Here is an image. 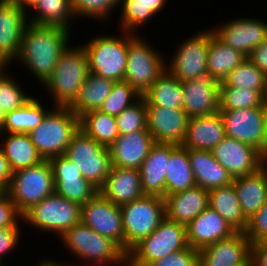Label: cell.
I'll list each match as a JSON object with an SVG mask.
<instances>
[{"label": "cell", "instance_id": "5b68a950", "mask_svg": "<svg viewBox=\"0 0 267 266\" xmlns=\"http://www.w3.org/2000/svg\"><path fill=\"white\" fill-rule=\"evenodd\" d=\"M124 230V252L129 251L143 238L151 235L165 219L164 198L144 195L120 205Z\"/></svg>", "mask_w": 267, "mask_h": 266}, {"label": "cell", "instance_id": "9c48e42d", "mask_svg": "<svg viewBox=\"0 0 267 266\" xmlns=\"http://www.w3.org/2000/svg\"><path fill=\"white\" fill-rule=\"evenodd\" d=\"M65 156L91 185L98 191L102 188L112 169L108 147L100 145L79 129L72 137Z\"/></svg>", "mask_w": 267, "mask_h": 266}, {"label": "cell", "instance_id": "7bdbcfd3", "mask_svg": "<svg viewBox=\"0 0 267 266\" xmlns=\"http://www.w3.org/2000/svg\"><path fill=\"white\" fill-rule=\"evenodd\" d=\"M140 97L141 95L126 81L115 82L99 111L116 117Z\"/></svg>", "mask_w": 267, "mask_h": 266}, {"label": "cell", "instance_id": "f6af8a7d", "mask_svg": "<svg viewBox=\"0 0 267 266\" xmlns=\"http://www.w3.org/2000/svg\"><path fill=\"white\" fill-rule=\"evenodd\" d=\"M120 135L147 129V110L145 98L141 96L135 103L116 116Z\"/></svg>", "mask_w": 267, "mask_h": 266}, {"label": "cell", "instance_id": "2e32d148", "mask_svg": "<svg viewBox=\"0 0 267 266\" xmlns=\"http://www.w3.org/2000/svg\"><path fill=\"white\" fill-rule=\"evenodd\" d=\"M220 82L211 73L181 82L184 93L183 110L189 118L219 112Z\"/></svg>", "mask_w": 267, "mask_h": 266}, {"label": "cell", "instance_id": "7dc6e473", "mask_svg": "<svg viewBox=\"0 0 267 266\" xmlns=\"http://www.w3.org/2000/svg\"><path fill=\"white\" fill-rule=\"evenodd\" d=\"M150 266H199V250L189 246L153 262Z\"/></svg>", "mask_w": 267, "mask_h": 266}, {"label": "cell", "instance_id": "ffe728a7", "mask_svg": "<svg viewBox=\"0 0 267 266\" xmlns=\"http://www.w3.org/2000/svg\"><path fill=\"white\" fill-rule=\"evenodd\" d=\"M146 110L147 129L155 143H183L189 121V116L183 109L146 105Z\"/></svg>", "mask_w": 267, "mask_h": 266}, {"label": "cell", "instance_id": "c3c4849f", "mask_svg": "<svg viewBox=\"0 0 267 266\" xmlns=\"http://www.w3.org/2000/svg\"><path fill=\"white\" fill-rule=\"evenodd\" d=\"M20 220V221H19ZM23 215L18 211L11 197L5 193L0 198V229L1 228H20Z\"/></svg>", "mask_w": 267, "mask_h": 266}, {"label": "cell", "instance_id": "603a6c76", "mask_svg": "<svg viewBox=\"0 0 267 266\" xmlns=\"http://www.w3.org/2000/svg\"><path fill=\"white\" fill-rule=\"evenodd\" d=\"M236 232L209 206L186 225L188 245L197 250L226 239Z\"/></svg>", "mask_w": 267, "mask_h": 266}, {"label": "cell", "instance_id": "4fadbf2b", "mask_svg": "<svg viewBox=\"0 0 267 266\" xmlns=\"http://www.w3.org/2000/svg\"><path fill=\"white\" fill-rule=\"evenodd\" d=\"M212 28L197 32L194 36L183 39L175 48L166 69L181 82L192 80L207 72L208 48ZM168 65V66H167Z\"/></svg>", "mask_w": 267, "mask_h": 266}, {"label": "cell", "instance_id": "d590c367", "mask_svg": "<svg viewBox=\"0 0 267 266\" xmlns=\"http://www.w3.org/2000/svg\"><path fill=\"white\" fill-rule=\"evenodd\" d=\"M49 110L34 96L22 107L6 113L0 133H30Z\"/></svg>", "mask_w": 267, "mask_h": 266}, {"label": "cell", "instance_id": "52a82bcc", "mask_svg": "<svg viewBox=\"0 0 267 266\" xmlns=\"http://www.w3.org/2000/svg\"><path fill=\"white\" fill-rule=\"evenodd\" d=\"M186 225L164 219L156 230L128 253L130 266H150L153 262L188 248Z\"/></svg>", "mask_w": 267, "mask_h": 266}, {"label": "cell", "instance_id": "db71d44e", "mask_svg": "<svg viewBox=\"0 0 267 266\" xmlns=\"http://www.w3.org/2000/svg\"><path fill=\"white\" fill-rule=\"evenodd\" d=\"M88 263H91L90 265L91 266H97V265H99V266H105V265H107V266H109V265H111V266H130V262H129V260H104V261H90V262H88ZM115 264V265H114ZM71 266H76V265H72L71 264ZM78 266V265H77Z\"/></svg>", "mask_w": 267, "mask_h": 266}, {"label": "cell", "instance_id": "7c38bea8", "mask_svg": "<svg viewBox=\"0 0 267 266\" xmlns=\"http://www.w3.org/2000/svg\"><path fill=\"white\" fill-rule=\"evenodd\" d=\"M60 240L68 252L87 264L90 261L129 260L128 254L114 241L98 234L82 221L69 229Z\"/></svg>", "mask_w": 267, "mask_h": 266}, {"label": "cell", "instance_id": "e0dca14e", "mask_svg": "<svg viewBox=\"0 0 267 266\" xmlns=\"http://www.w3.org/2000/svg\"><path fill=\"white\" fill-rule=\"evenodd\" d=\"M223 24L212 28L214 35L246 56L267 38V22L262 19L238 17Z\"/></svg>", "mask_w": 267, "mask_h": 266}, {"label": "cell", "instance_id": "44dd1931", "mask_svg": "<svg viewBox=\"0 0 267 266\" xmlns=\"http://www.w3.org/2000/svg\"><path fill=\"white\" fill-rule=\"evenodd\" d=\"M28 17L12 0H0V56L9 65L19 54Z\"/></svg>", "mask_w": 267, "mask_h": 266}, {"label": "cell", "instance_id": "94428289", "mask_svg": "<svg viewBox=\"0 0 267 266\" xmlns=\"http://www.w3.org/2000/svg\"><path fill=\"white\" fill-rule=\"evenodd\" d=\"M6 193V191L0 186V198Z\"/></svg>", "mask_w": 267, "mask_h": 266}, {"label": "cell", "instance_id": "83f0119b", "mask_svg": "<svg viewBox=\"0 0 267 266\" xmlns=\"http://www.w3.org/2000/svg\"><path fill=\"white\" fill-rule=\"evenodd\" d=\"M188 158L196 186L210 191L232 183V177L215 159L212 151L188 149Z\"/></svg>", "mask_w": 267, "mask_h": 266}, {"label": "cell", "instance_id": "30bf717a", "mask_svg": "<svg viewBox=\"0 0 267 266\" xmlns=\"http://www.w3.org/2000/svg\"><path fill=\"white\" fill-rule=\"evenodd\" d=\"M54 192L53 172L48 160L12 172L6 191L22 215Z\"/></svg>", "mask_w": 267, "mask_h": 266}, {"label": "cell", "instance_id": "ac0fdd59", "mask_svg": "<svg viewBox=\"0 0 267 266\" xmlns=\"http://www.w3.org/2000/svg\"><path fill=\"white\" fill-rule=\"evenodd\" d=\"M48 161L53 172L55 193L59 196L82 206L99 192L65 155L54 156Z\"/></svg>", "mask_w": 267, "mask_h": 266}, {"label": "cell", "instance_id": "8992f818", "mask_svg": "<svg viewBox=\"0 0 267 266\" xmlns=\"http://www.w3.org/2000/svg\"><path fill=\"white\" fill-rule=\"evenodd\" d=\"M22 221L38 232H51L61 238L81 221V206L54 192L27 210Z\"/></svg>", "mask_w": 267, "mask_h": 266}, {"label": "cell", "instance_id": "f5cc1de1", "mask_svg": "<svg viewBox=\"0 0 267 266\" xmlns=\"http://www.w3.org/2000/svg\"><path fill=\"white\" fill-rule=\"evenodd\" d=\"M12 177V171L10 170L8 160L4 155L3 150L0 148V186L7 191L10 180Z\"/></svg>", "mask_w": 267, "mask_h": 266}, {"label": "cell", "instance_id": "ab89813d", "mask_svg": "<svg viewBox=\"0 0 267 266\" xmlns=\"http://www.w3.org/2000/svg\"><path fill=\"white\" fill-rule=\"evenodd\" d=\"M220 87L250 88L267 99V76L248 58L226 76Z\"/></svg>", "mask_w": 267, "mask_h": 266}, {"label": "cell", "instance_id": "ba28073f", "mask_svg": "<svg viewBox=\"0 0 267 266\" xmlns=\"http://www.w3.org/2000/svg\"><path fill=\"white\" fill-rule=\"evenodd\" d=\"M138 33L129 32V46L124 81L131 85L141 96L151 87L155 80L166 70V59L160 49Z\"/></svg>", "mask_w": 267, "mask_h": 266}, {"label": "cell", "instance_id": "ee69618b", "mask_svg": "<svg viewBox=\"0 0 267 266\" xmlns=\"http://www.w3.org/2000/svg\"><path fill=\"white\" fill-rule=\"evenodd\" d=\"M74 17L77 19L86 17L107 22L109 14L120 6V0H71ZM103 21V22H102Z\"/></svg>", "mask_w": 267, "mask_h": 266}, {"label": "cell", "instance_id": "d6a6232c", "mask_svg": "<svg viewBox=\"0 0 267 266\" xmlns=\"http://www.w3.org/2000/svg\"><path fill=\"white\" fill-rule=\"evenodd\" d=\"M143 97L146 105L183 109L184 93L181 81L167 69L155 80Z\"/></svg>", "mask_w": 267, "mask_h": 266}, {"label": "cell", "instance_id": "b9f144b4", "mask_svg": "<svg viewBox=\"0 0 267 266\" xmlns=\"http://www.w3.org/2000/svg\"><path fill=\"white\" fill-rule=\"evenodd\" d=\"M7 70L0 72V108L5 113L22 107L34 96L26 92Z\"/></svg>", "mask_w": 267, "mask_h": 266}, {"label": "cell", "instance_id": "e575fe53", "mask_svg": "<svg viewBox=\"0 0 267 266\" xmlns=\"http://www.w3.org/2000/svg\"><path fill=\"white\" fill-rule=\"evenodd\" d=\"M114 83L113 80L89 73L80 88L77 99L69 108L78 117L87 112L99 110L102 103L109 96Z\"/></svg>", "mask_w": 267, "mask_h": 266}, {"label": "cell", "instance_id": "816d5d0a", "mask_svg": "<svg viewBox=\"0 0 267 266\" xmlns=\"http://www.w3.org/2000/svg\"><path fill=\"white\" fill-rule=\"evenodd\" d=\"M251 266H267V241L252 244Z\"/></svg>", "mask_w": 267, "mask_h": 266}, {"label": "cell", "instance_id": "9a60e30c", "mask_svg": "<svg viewBox=\"0 0 267 266\" xmlns=\"http://www.w3.org/2000/svg\"><path fill=\"white\" fill-rule=\"evenodd\" d=\"M211 151L232 179L255 173L267 160L252 146L227 136Z\"/></svg>", "mask_w": 267, "mask_h": 266}, {"label": "cell", "instance_id": "1f68e13d", "mask_svg": "<svg viewBox=\"0 0 267 266\" xmlns=\"http://www.w3.org/2000/svg\"><path fill=\"white\" fill-rule=\"evenodd\" d=\"M167 0H120L119 27L121 31L134 33L147 24L154 15L164 9ZM148 21V22H147ZM138 29V30H137Z\"/></svg>", "mask_w": 267, "mask_h": 266}, {"label": "cell", "instance_id": "9f6ffc18", "mask_svg": "<svg viewBox=\"0 0 267 266\" xmlns=\"http://www.w3.org/2000/svg\"><path fill=\"white\" fill-rule=\"evenodd\" d=\"M64 262H57L56 260L54 261L53 258H45V259H41V261L37 264V266H71L70 264L67 265L66 262L63 264Z\"/></svg>", "mask_w": 267, "mask_h": 266}, {"label": "cell", "instance_id": "484cf974", "mask_svg": "<svg viewBox=\"0 0 267 266\" xmlns=\"http://www.w3.org/2000/svg\"><path fill=\"white\" fill-rule=\"evenodd\" d=\"M226 137L224 121L220 112L189 118L182 147L211 151Z\"/></svg>", "mask_w": 267, "mask_h": 266}, {"label": "cell", "instance_id": "11a10c76", "mask_svg": "<svg viewBox=\"0 0 267 266\" xmlns=\"http://www.w3.org/2000/svg\"><path fill=\"white\" fill-rule=\"evenodd\" d=\"M21 10L25 12H29L28 10L31 8H35L40 0H12Z\"/></svg>", "mask_w": 267, "mask_h": 266}, {"label": "cell", "instance_id": "5bb4252c", "mask_svg": "<svg viewBox=\"0 0 267 266\" xmlns=\"http://www.w3.org/2000/svg\"><path fill=\"white\" fill-rule=\"evenodd\" d=\"M81 221L98 234L114 241L124 251L122 212L100 192L81 206Z\"/></svg>", "mask_w": 267, "mask_h": 266}, {"label": "cell", "instance_id": "3957f363", "mask_svg": "<svg viewBox=\"0 0 267 266\" xmlns=\"http://www.w3.org/2000/svg\"><path fill=\"white\" fill-rule=\"evenodd\" d=\"M50 107L41 123L29 133L44 160L65 155L72 137L80 129V117L69 107Z\"/></svg>", "mask_w": 267, "mask_h": 266}, {"label": "cell", "instance_id": "4316f807", "mask_svg": "<svg viewBox=\"0 0 267 266\" xmlns=\"http://www.w3.org/2000/svg\"><path fill=\"white\" fill-rule=\"evenodd\" d=\"M99 192L116 205H122L143 197L138 169L112 167Z\"/></svg>", "mask_w": 267, "mask_h": 266}, {"label": "cell", "instance_id": "91938a15", "mask_svg": "<svg viewBox=\"0 0 267 266\" xmlns=\"http://www.w3.org/2000/svg\"><path fill=\"white\" fill-rule=\"evenodd\" d=\"M5 115H6V113L0 108V129H1L2 124L4 122Z\"/></svg>", "mask_w": 267, "mask_h": 266}, {"label": "cell", "instance_id": "836d02e7", "mask_svg": "<svg viewBox=\"0 0 267 266\" xmlns=\"http://www.w3.org/2000/svg\"><path fill=\"white\" fill-rule=\"evenodd\" d=\"M246 59V55L223 43L214 33L210 36L207 72L213 74L220 83Z\"/></svg>", "mask_w": 267, "mask_h": 266}, {"label": "cell", "instance_id": "d4e9b609", "mask_svg": "<svg viewBox=\"0 0 267 266\" xmlns=\"http://www.w3.org/2000/svg\"><path fill=\"white\" fill-rule=\"evenodd\" d=\"M165 218L187 225L209 205L208 191L200 186L164 196Z\"/></svg>", "mask_w": 267, "mask_h": 266}, {"label": "cell", "instance_id": "8fae6325", "mask_svg": "<svg viewBox=\"0 0 267 266\" xmlns=\"http://www.w3.org/2000/svg\"><path fill=\"white\" fill-rule=\"evenodd\" d=\"M219 112L227 137L252 146L267 159V102L258 108Z\"/></svg>", "mask_w": 267, "mask_h": 266}, {"label": "cell", "instance_id": "680465c9", "mask_svg": "<svg viewBox=\"0 0 267 266\" xmlns=\"http://www.w3.org/2000/svg\"><path fill=\"white\" fill-rule=\"evenodd\" d=\"M261 169L265 172L266 199H267V160L262 164Z\"/></svg>", "mask_w": 267, "mask_h": 266}, {"label": "cell", "instance_id": "8d00e7d4", "mask_svg": "<svg viewBox=\"0 0 267 266\" xmlns=\"http://www.w3.org/2000/svg\"><path fill=\"white\" fill-rule=\"evenodd\" d=\"M196 186L188 149L179 145L171 154L165 177V196Z\"/></svg>", "mask_w": 267, "mask_h": 266}, {"label": "cell", "instance_id": "6f0895ef", "mask_svg": "<svg viewBox=\"0 0 267 266\" xmlns=\"http://www.w3.org/2000/svg\"><path fill=\"white\" fill-rule=\"evenodd\" d=\"M7 67H10V65L0 56V72L8 69Z\"/></svg>", "mask_w": 267, "mask_h": 266}, {"label": "cell", "instance_id": "277c9868", "mask_svg": "<svg viewBox=\"0 0 267 266\" xmlns=\"http://www.w3.org/2000/svg\"><path fill=\"white\" fill-rule=\"evenodd\" d=\"M90 39L81 44L88 58L89 72L114 82L123 81L127 65L129 32L123 31L119 37L104 34Z\"/></svg>", "mask_w": 267, "mask_h": 266}, {"label": "cell", "instance_id": "681fc988", "mask_svg": "<svg viewBox=\"0 0 267 266\" xmlns=\"http://www.w3.org/2000/svg\"><path fill=\"white\" fill-rule=\"evenodd\" d=\"M22 228H1L0 229V266H4L5 254L13 252L18 247L21 239Z\"/></svg>", "mask_w": 267, "mask_h": 266}, {"label": "cell", "instance_id": "bcb514c9", "mask_svg": "<svg viewBox=\"0 0 267 266\" xmlns=\"http://www.w3.org/2000/svg\"><path fill=\"white\" fill-rule=\"evenodd\" d=\"M244 234L251 244L267 241V201L248 219Z\"/></svg>", "mask_w": 267, "mask_h": 266}, {"label": "cell", "instance_id": "7402d4cb", "mask_svg": "<svg viewBox=\"0 0 267 266\" xmlns=\"http://www.w3.org/2000/svg\"><path fill=\"white\" fill-rule=\"evenodd\" d=\"M154 144L148 129L119 135L109 146L112 167L139 170Z\"/></svg>", "mask_w": 267, "mask_h": 266}, {"label": "cell", "instance_id": "f907efd6", "mask_svg": "<svg viewBox=\"0 0 267 266\" xmlns=\"http://www.w3.org/2000/svg\"><path fill=\"white\" fill-rule=\"evenodd\" d=\"M247 58L267 76V38Z\"/></svg>", "mask_w": 267, "mask_h": 266}, {"label": "cell", "instance_id": "f546056e", "mask_svg": "<svg viewBox=\"0 0 267 266\" xmlns=\"http://www.w3.org/2000/svg\"><path fill=\"white\" fill-rule=\"evenodd\" d=\"M244 217L250 219L267 201L265 172L260 168L253 174L232 181Z\"/></svg>", "mask_w": 267, "mask_h": 266}, {"label": "cell", "instance_id": "cb8c5ba5", "mask_svg": "<svg viewBox=\"0 0 267 266\" xmlns=\"http://www.w3.org/2000/svg\"><path fill=\"white\" fill-rule=\"evenodd\" d=\"M175 144L155 143L144 159L140 171L141 188L145 195L165 196V177L170 154Z\"/></svg>", "mask_w": 267, "mask_h": 266}, {"label": "cell", "instance_id": "f1b7e54d", "mask_svg": "<svg viewBox=\"0 0 267 266\" xmlns=\"http://www.w3.org/2000/svg\"><path fill=\"white\" fill-rule=\"evenodd\" d=\"M0 139H2L0 148L12 172L36 166L44 161L32 143L29 133H0Z\"/></svg>", "mask_w": 267, "mask_h": 266}, {"label": "cell", "instance_id": "4dcf8cb0", "mask_svg": "<svg viewBox=\"0 0 267 266\" xmlns=\"http://www.w3.org/2000/svg\"><path fill=\"white\" fill-rule=\"evenodd\" d=\"M209 207L216 211L234 230L244 232V217L233 183L208 191Z\"/></svg>", "mask_w": 267, "mask_h": 266}, {"label": "cell", "instance_id": "7a4b0ae2", "mask_svg": "<svg viewBox=\"0 0 267 266\" xmlns=\"http://www.w3.org/2000/svg\"><path fill=\"white\" fill-rule=\"evenodd\" d=\"M89 73L88 58L82 46L70 45L60 55L52 76L43 85L53 98L52 106L70 107Z\"/></svg>", "mask_w": 267, "mask_h": 266}, {"label": "cell", "instance_id": "60d3db41", "mask_svg": "<svg viewBox=\"0 0 267 266\" xmlns=\"http://www.w3.org/2000/svg\"><path fill=\"white\" fill-rule=\"evenodd\" d=\"M267 99L250 88L220 87L219 110L262 107Z\"/></svg>", "mask_w": 267, "mask_h": 266}, {"label": "cell", "instance_id": "74e56055", "mask_svg": "<svg viewBox=\"0 0 267 266\" xmlns=\"http://www.w3.org/2000/svg\"><path fill=\"white\" fill-rule=\"evenodd\" d=\"M32 11L29 14V22L32 24L73 30L70 29L73 26L70 23L75 20L71 0H40Z\"/></svg>", "mask_w": 267, "mask_h": 266}, {"label": "cell", "instance_id": "f35d334b", "mask_svg": "<svg viewBox=\"0 0 267 266\" xmlns=\"http://www.w3.org/2000/svg\"><path fill=\"white\" fill-rule=\"evenodd\" d=\"M80 129L102 146L108 147L119 137L115 116L93 110L80 117Z\"/></svg>", "mask_w": 267, "mask_h": 266}, {"label": "cell", "instance_id": "6da1fadb", "mask_svg": "<svg viewBox=\"0 0 267 266\" xmlns=\"http://www.w3.org/2000/svg\"><path fill=\"white\" fill-rule=\"evenodd\" d=\"M71 30L29 23L23 33L16 61L24 65L42 85L52 76L60 55L70 46Z\"/></svg>", "mask_w": 267, "mask_h": 266}, {"label": "cell", "instance_id": "d6986e66", "mask_svg": "<svg viewBox=\"0 0 267 266\" xmlns=\"http://www.w3.org/2000/svg\"><path fill=\"white\" fill-rule=\"evenodd\" d=\"M251 247L244 232H236L201 248L199 266H251Z\"/></svg>", "mask_w": 267, "mask_h": 266}]
</instances>
